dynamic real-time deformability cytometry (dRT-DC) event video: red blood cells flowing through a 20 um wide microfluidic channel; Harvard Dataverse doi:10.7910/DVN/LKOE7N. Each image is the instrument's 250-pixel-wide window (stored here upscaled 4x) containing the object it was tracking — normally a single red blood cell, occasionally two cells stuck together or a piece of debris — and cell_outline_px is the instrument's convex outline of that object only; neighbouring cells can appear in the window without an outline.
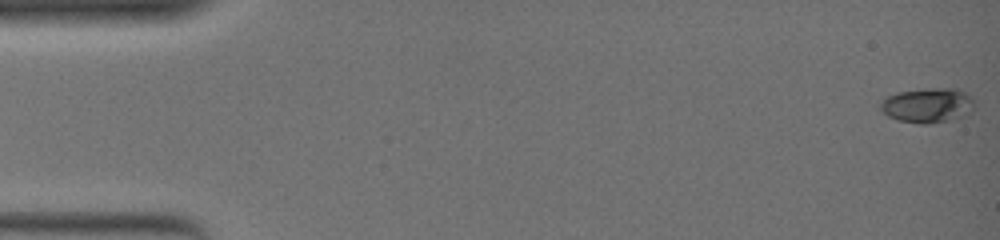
{"species": "common noctule bat (a hibernating species)", "species_latin": "Nyctalus noctula", "temperature_condition": "warm", "stored_images_in_passage": 52, "camera_frame_rate_fps": 3000, "um_per_image_px": 0.085, "animal": {"sex": "female", "body_mass_g": 19.0, "forearm_length_mm": 51.5}, "frame": {"image": 1, "passage_image": 1, "time_ms": 0.0, "image_size_px": [1000, 240], "cell_outline_px": [[976, 104], [972, 112], [964, 116], [948, 120], [928, 124], [920, 124], [896, 120], [888, 116], [880, 108], [880, 100], [888, 96], [900, 92], [928, 88], [956, 88], [964, 92]], "centroid_in_image_um": [78.85, 8.96], "position_along_channel_um": 6.2, "area_um2": 19.07}}
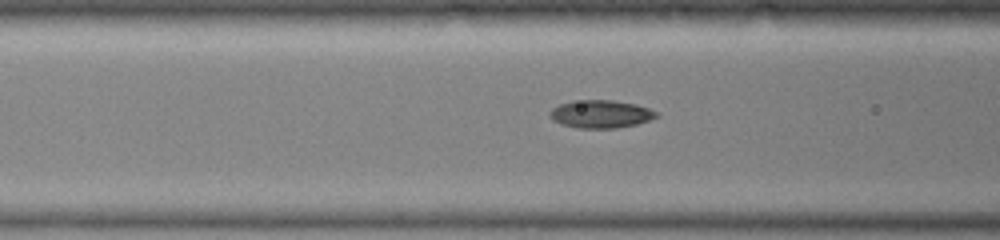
{"frame": {"image": 2, "passage_image": 22, "time_ms": 7.0, "image_size_px": [1000, 240], "cell_outline_px": [[660, 116], [636, 124], [616, 128], [576, 128], [560, 124], [552, 120], [548, 116], [548, 112], [552, 108], [560, 104], [572, 100], [612, 100], [636, 104], [660, 112]], "centroid_in_image_um": [51.04, 9.69], "position_along_channel_um": 115.6, "area_um2": 17.57}}
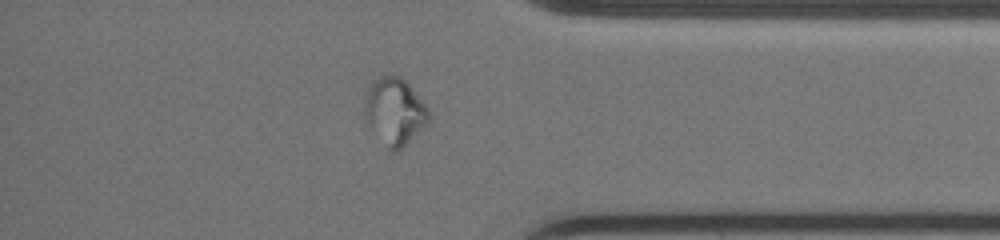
{"frame": {"image": 3, "passage_image": 45, "time_ms": 14.667, "image_size_px": [1000, 240], "cell_outline_px": [[428, 124], [396, 152], [392, 152], [388, 148], [364, 120], [364, 100], [368, 88], [372, 80], [388, 72], [400, 76], [408, 84], [428, 108]], "centroid_in_image_um": [33.5, 9.42], "position_along_channel_um": 401.7, "area_um2": 25.03}}